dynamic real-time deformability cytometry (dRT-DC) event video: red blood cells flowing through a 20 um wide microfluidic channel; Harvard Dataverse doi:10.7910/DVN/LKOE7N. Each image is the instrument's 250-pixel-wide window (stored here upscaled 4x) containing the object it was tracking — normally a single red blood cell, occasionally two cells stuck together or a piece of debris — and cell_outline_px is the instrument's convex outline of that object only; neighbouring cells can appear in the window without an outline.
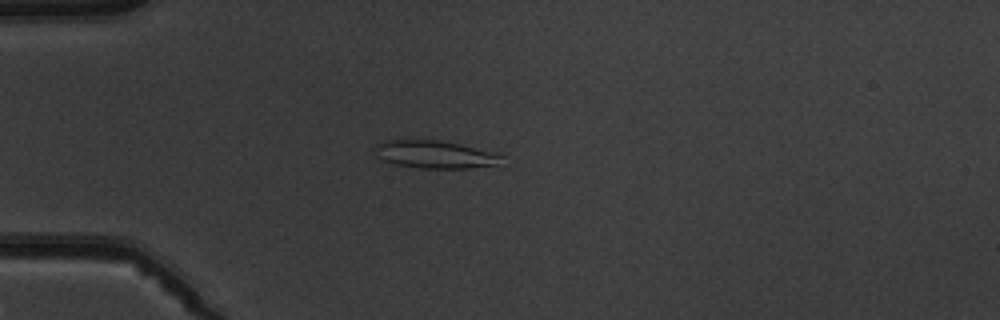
{"species": "common noctule bat (a hibernating species)", "species_latin": "Nyctalus noctula", "temperature_condition": "warm", "stored_images_in_passage": 4, "camera_frame_rate_fps": 3000, "um_per_image_px": 0.085, "animal": {"sex": "male", "body_mass_g": 19.5, "forearm_length_mm": 54.6}, "frame": {"image": 1, "passage_image": 3, "time_ms": 2.333, "image_size_px": [1000, 320], "cell_outline_px": [[504, 168], [420, 168], [396, 164], [384, 160], [376, 156], [372, 148], [376, 144], [384, 140], [440, 140], [500, 152], [504, 156]], "centroid_in_image_um": [37.16, 13.15], "position_along_channel_um": 47.8, "area_um2": 21.5}}